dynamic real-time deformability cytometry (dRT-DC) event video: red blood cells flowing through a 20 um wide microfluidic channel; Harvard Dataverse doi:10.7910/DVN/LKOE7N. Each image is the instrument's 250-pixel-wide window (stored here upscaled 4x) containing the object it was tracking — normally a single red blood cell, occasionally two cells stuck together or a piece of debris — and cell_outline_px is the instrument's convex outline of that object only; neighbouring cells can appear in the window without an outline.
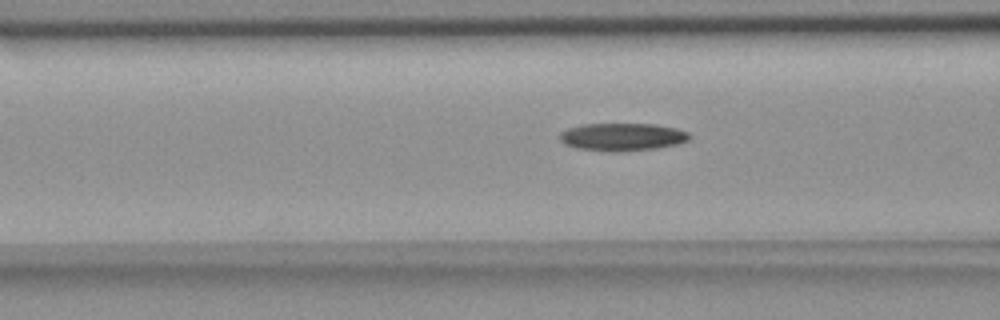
{"species": "common noctule bat (a hibernating species)", "species_latin": "Nyctalus noctula", "temperature_condition": "room temperature", "stored_images_in_passage": 39, "camera_frame_rate_fps": 3000, "um_per_image_px": 0.085, "animal": {"sex": "female", "body_mass_g": 18.4}, "frame": {"image": 1, "passage_image": 10, "time_ms": 3.0, "image_size_px": [1000, 320], "cell_outline_px": [[692, 136], [688, 140], [676, 144], [656, 148], [612, 152], [580, 148], [564, 144], [560, 140], [560, 132], [568, 128], [584, 124], [656, 124], [676, 128], [688, 132]], "centroid_in_image_um": [52.91, 11.63], "position_along_channel_um": 113.7, "area_um2": 20.81}}
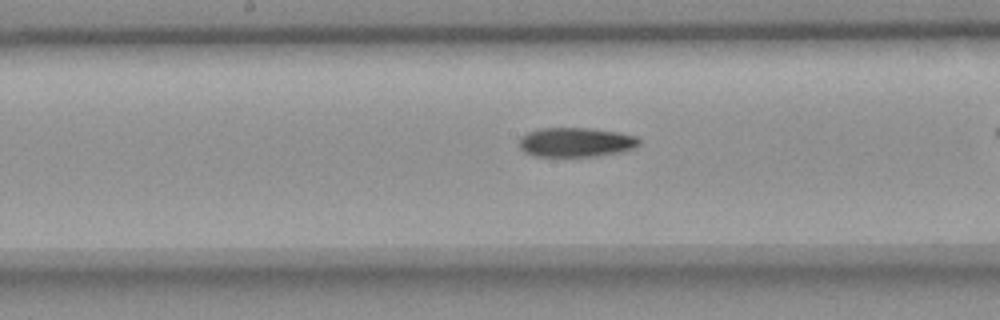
{"frame": {"image": 2, "passage_image": 17, "time_ms": 5.333, "image_size_px": [1000, 320], "cell_outline_px": [[640, 144], [632, 148], [620, 152], [592, 156], [532, 156], [524, 152], [520, 148], [520, 136], [528, 132], [540, 128], [588, 128], [620, 132], [636, 136], [640, 140]], "centroid_in_image_um": [48.93, 12.08], "position_along_channel_um": 199.3, "area_um2": 20.52}}
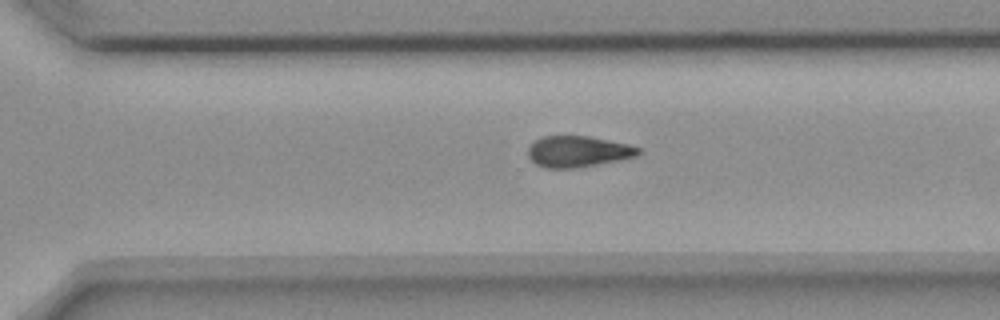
{"frame": {"image": 3, "passage_image": 27, "time_ms": 8.667, "image_size_px": [1000, 320], "cell_outline_px": [[640, 152], [636, 156], [576, 168], [544, 168], [536, 164], [528, 156], [528, 148], [536, 140], [544, 136], [588, 136], [628, 144], [640, 148]], "centroid_in_image_um": [49.1, 12.88], "position_along_channel_um": 321.5, "area_um2": 19.71}}